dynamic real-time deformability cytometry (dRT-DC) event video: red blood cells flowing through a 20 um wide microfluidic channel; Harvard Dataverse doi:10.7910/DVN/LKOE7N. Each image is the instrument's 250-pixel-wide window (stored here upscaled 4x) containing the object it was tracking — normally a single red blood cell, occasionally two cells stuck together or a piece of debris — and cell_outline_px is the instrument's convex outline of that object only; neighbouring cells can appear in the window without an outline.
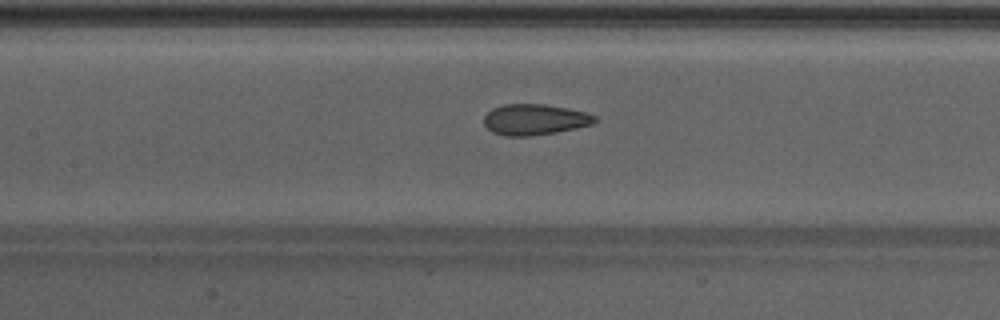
{"species": "Egyptian fruit bat (a non-hibernating species)", "species_latin": "Rousettus aegyptiacus", "temperature_condition": "warm", "stored_images_in_passage": 43, "camera_frame_rate_fps": 3000, "um_per_image_px": 0.085, "animal": {"sex": "male"}, "frame": {"image": 1, "passage_image": 17, "time_ms": 5.333, "image_size_px": [1000, 320], "cell_outline_px": [[600, 120], [592, 124], [576, 128], [556, 132], [528, 136], [504, 136], [492, 132], [484, 124], [484, 116], [492, 108], [504, 104], [544, 104], [568, 108], [584, 112], [596, 116]], "centroid_in_image_um": [45.45, 10.16], "position_along_channel_um": 161.9, "area_um2": 20.0}}
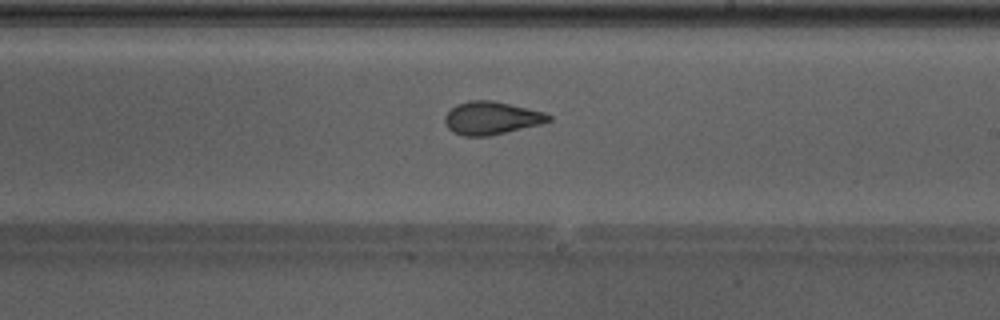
{"frame": {"image": 2, "passage_image": 23, "time_ms": 7.333, "image_size_px": [1000, 320], "cell_outline_px": [[552, 120], [540, 124], [488, 136], [464, 136], [452, 132], [448, 128], [444, 120], [444, 116], [456, 104], [468, 100], [492, 100], [544, 112], [552, 116]], "centroid_in_image_um": [41.74, 10.03], "position_along_channel_um": 247.3, "area_um2": 19.83}}
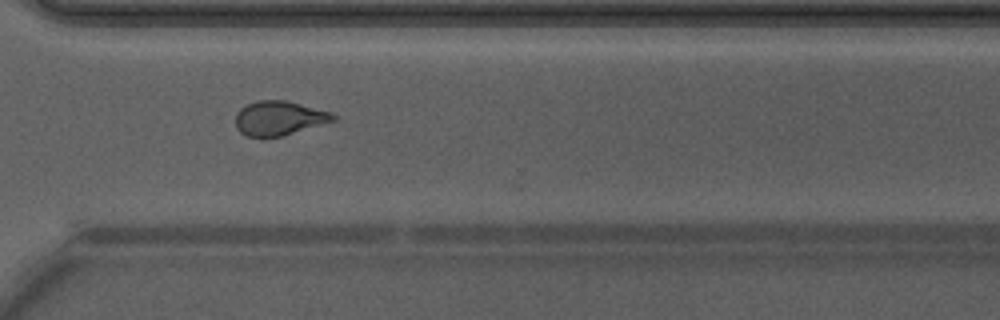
{"frame": {"image": 3, "passage_image": 30, "time_ms": 9.667, "image_size_px": [1000, 320], "cell_outline_px": [[336, 120], [280, 136], [248, 136], [240, 132], [236, 128], [236, 112], [240, 108], [256, 100], [284, 100], [332, 112], [336, 116]], "centroid_in_image_um": [23.7, 10.03], "position_along_channel_um": 346.9, "area_um2": 19.25}, "authors_computed_cell_mechanics": {"area_um2": 20.2878, "velocity_mm_per_s": 4.2807, "shape_relaxation_time_tau1_ms": 6.1902, "shape_relaxation_time_tau2_ms": 1.4067, "deformation_change_tau1": 0.1806, "deformation_change_tau2": 0.0705}}